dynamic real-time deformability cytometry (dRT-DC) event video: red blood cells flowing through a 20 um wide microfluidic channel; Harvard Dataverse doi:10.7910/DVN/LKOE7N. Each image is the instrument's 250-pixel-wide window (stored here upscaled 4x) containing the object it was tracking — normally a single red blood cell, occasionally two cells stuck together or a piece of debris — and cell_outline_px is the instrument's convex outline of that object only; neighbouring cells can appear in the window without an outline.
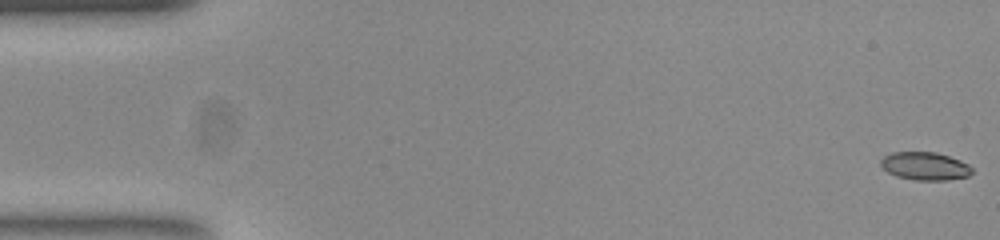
{"species": "common noctule bat (a hibernating species)", "species_latin": "Nyctalus noctula", "temperature_condition": "room temperature", "stored_images_in_passage": 53, "camera_frame_rate_fps": 3000, "um_per_image_px": 0.085, "animal": {"sex": "female", "body_mass_g": 23.0, "forearm_length_mm": 53.4}, "frame": {"image": 1, "passage_image": 1, "time_ms": 0.0, "image_size_px": [1000, 240], "cell_outline_px": [[972, 172], [968, 176], [948, 180], [916, 180], [896, 176], [888, 172], [880, 164], [880, 160], [884, 156], [892, 152], [936, 152], [960, 160], [968, 164], [972, 168]], "centroid_in_image_um": [78.62, 14.11], "position_along_channel_um": 6.4, "area_um2": 14.85}}
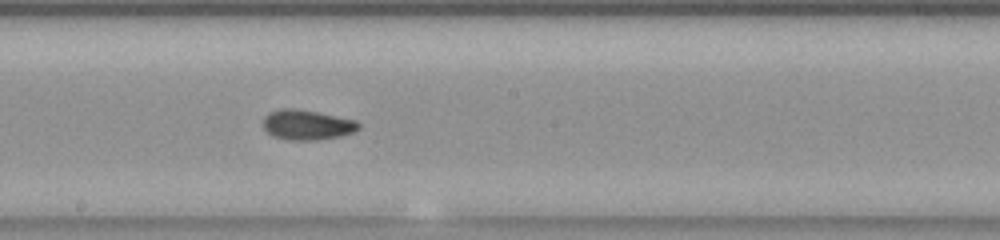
{"frame": {"image": 2, "passage_image": 29, "time_ms": 9.333, "image_size_px": [1000, 240], "cell_outline_px": [[360, 128], [352, 132], [340, 136], [320, 140], [288, 140], [272, 136], [264, 128], [264, 116], [268, 112], [280, 108], [296, 108], [356, 120], [360, 124]], "centroid_in_image_um": [26.08, 10.61], "position_along_channel_um": 222.1, "area_um2": 16.76}}
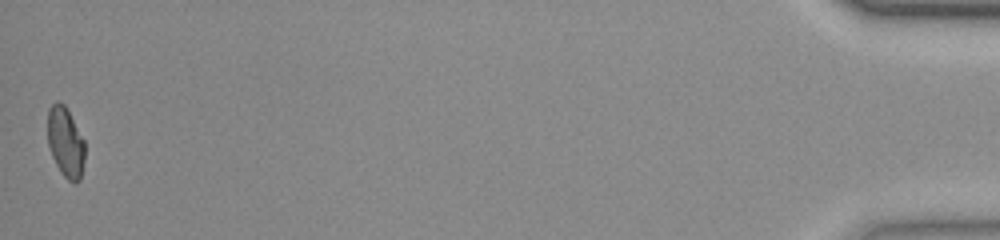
{"frame": {"image": 3, "passage_image": 53, "time_ms": 17.333, "image_size_px": [1000, 240], "cell_outline_px": [[84, 160], [80, 180], [76, 184], [68, 180], [60, 172], [52, 156], [48, 144], [48, 108], [56, 100], [64, 104], [84, 140]], "centroid_in_image_um": [5.56, 12.1], "position_along_channel_um": 429.6, "area_um2": 15.14}, "authors_computed_cell_mechanics": {"area_um2": 15.8372, "velocity_mm_per_s": 3.8561, "shape_relaxation_time_tau1_ms": 6.8886, "shape_relaxation_time_tau2_ms": 1.681, "deformation_change_tau1": 0.1934, "deformation_change_tau2": 0.0618}}